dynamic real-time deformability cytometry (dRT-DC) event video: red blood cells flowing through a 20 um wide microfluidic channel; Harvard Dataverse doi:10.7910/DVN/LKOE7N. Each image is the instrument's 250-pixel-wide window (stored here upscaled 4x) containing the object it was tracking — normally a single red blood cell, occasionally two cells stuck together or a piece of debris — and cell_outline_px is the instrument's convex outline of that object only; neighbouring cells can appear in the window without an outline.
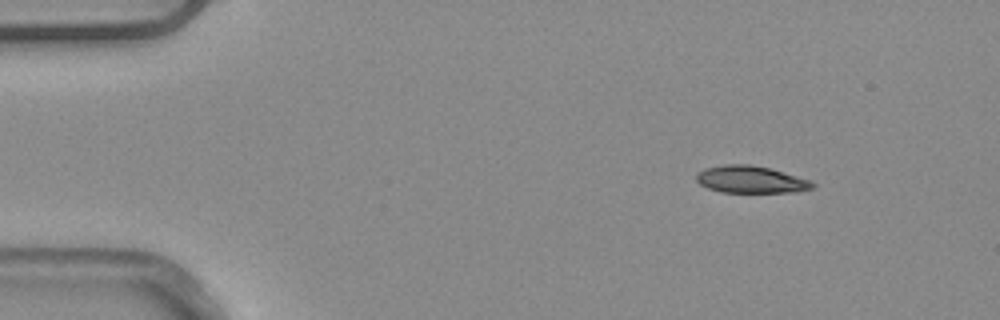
{"species": "common noctule bat (a hibernating species)", "species_latin": "Nyctalus noctula", "temperature_condition": "warm", "stored_images_in_passage": 5, "camera_frame_rate_fps": 3000, "um_per_image_px": 0.085, "animal": {"sex": "male", "body_mass_g": 20.4}, "frame": {"image": 1, "passage_image": 1, "time_ms": 0.0, "image_size_px": [1000, 320], "cell_outline_px": [[816, 184], [812, 188], [796, 192], [720, 192], [708, 188], [700, 184], [696, 180], [696, 176], [704, 168], [724, 164], [748, 164], [772, 168], [812, 180]], "centroid_in_image_um": [63.85, 15.25], "position_along_channel_um": 21.1, "area_um2": 18.55}}
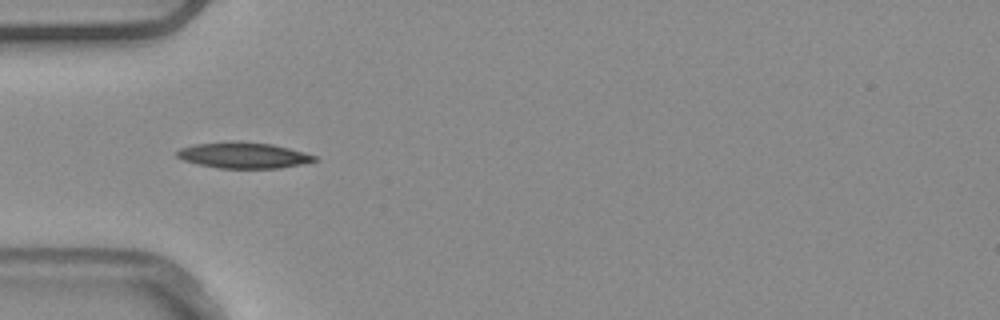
{"frame": {"image": 2, "passage_image": 4, "time_ms": 1.0, "image_size_px": [1000, 320], "cell_outline_px": [[320, 160], [280, 168], [220, 168], [196, 164], [184, 160], [176, 156], [176, 152], [180, 148], [196, 144], [272, 144], [304, 152], [316, 156]], "centroid_in_image_um": [20.73, 13.25], "position_along_channel_um": 64.3, "area_um2": 19.77}}
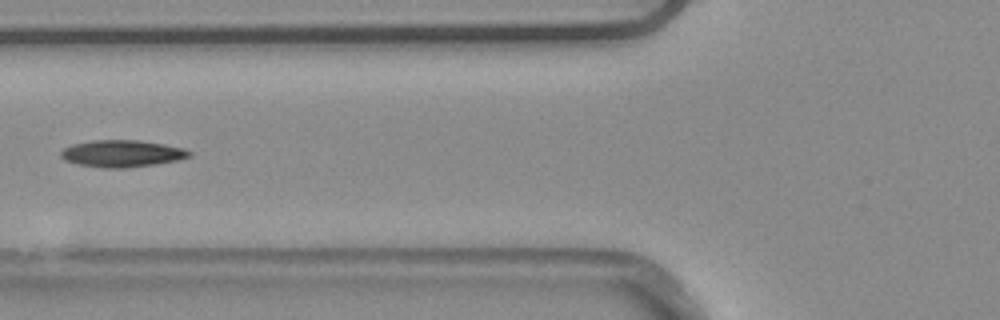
{"frame": {"image": 3, "passage_image": 5, "time_ms": 1.333, "image_size_px": [1000, 320], "cell_outline_px": [[192, 156], [180, 160], [156, 164], [124, 168], [100, 168], [76, 164], [64, 160], [60, 156], [60, 152], [64, 148], [72, 144], [96, 140], [136, 140], [164, 144], [184, 148], [192, 152]], "centroid_in_image_um": [10.38, 13.06], "position_along_channel_um": 115.4, "area_um2": 20.35}}